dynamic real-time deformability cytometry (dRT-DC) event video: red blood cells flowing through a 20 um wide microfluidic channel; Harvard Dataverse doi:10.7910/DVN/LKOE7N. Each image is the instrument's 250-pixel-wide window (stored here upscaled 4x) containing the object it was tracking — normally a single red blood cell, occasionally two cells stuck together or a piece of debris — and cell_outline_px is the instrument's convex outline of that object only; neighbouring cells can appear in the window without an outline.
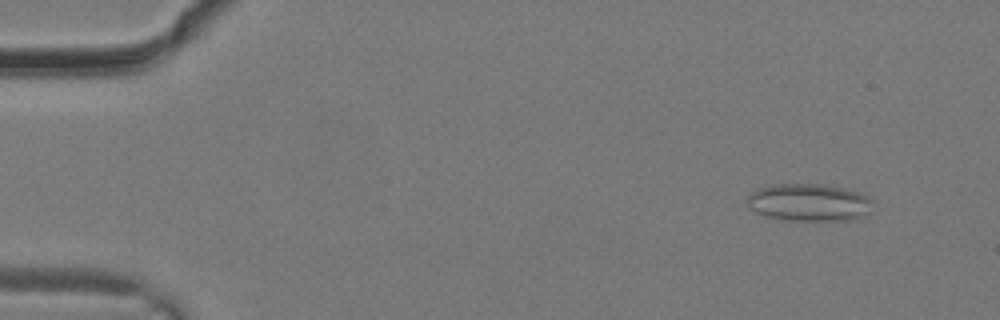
{"species": "common noctule bat (a hibernating species)", "species_latin": "Nyctalus noctula", "temperature_condition": "warm", "stored_images_in_passage": 3, "camera_frame_rate_fps": 3000, "um_per_image_px": 0.085, "animal": {"sex": "male", "body_mass_g": 19.2, "forearm_length_mm": 51.8}, "frame": {"image": 1, "passage_image": 2, "time_ms": 0.333, "image_size_px": [1000, 320], "cell_outline_px": [[872, 212], [848, 220], [780, 220], [764, 216], [756, 212], [748, 204], [748, 196], [752, 192], [760, 188], [780, 184], [820, 184], [840, 188], [856, 192], [868, 196], [872, 200]], "centroid_in_image_um": [68.77, 17.22], "position_along_channel_um": 16.2, "area_um2": 27.11}}